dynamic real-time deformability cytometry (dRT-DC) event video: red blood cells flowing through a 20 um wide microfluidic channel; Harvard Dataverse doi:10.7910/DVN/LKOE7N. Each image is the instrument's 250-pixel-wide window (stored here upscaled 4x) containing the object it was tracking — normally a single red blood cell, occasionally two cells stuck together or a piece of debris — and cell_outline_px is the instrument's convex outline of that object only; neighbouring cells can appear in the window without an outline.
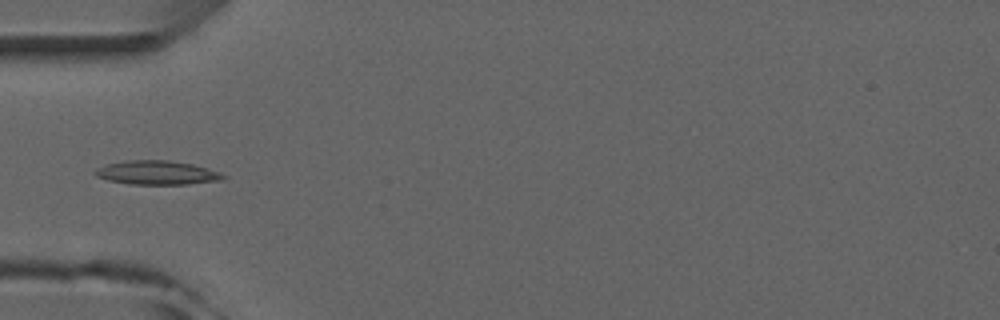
{"species": "common noctule bat (a hibernating species)", "species_latin": "Nyctalus noctula", "temperature_condition": "room temperature", "stored_images_in_passage": 5, "camera_frame_rate_fps": 3000, "um_per_image_px": 0.085, "animal": {"sex": "male", "forearm_length_mm": 52.5}, "frame": {"image": 1, "passage_image": 3, "time_ms": 2.333, "image_size_px": [1000, 320], "cell_outline_px": [[228, 176], [224, 180], [188, 184], [132, 184], [108, 180], [96, 176], [92, 172], [96, 168], [108, 164], [124, 160], [168, 160], [192, 164], [220, 172]], "centroid_in_image_um": [13.35, 14.68], "position_along_channel_um": 71.6, "area_um2": 17.92}}
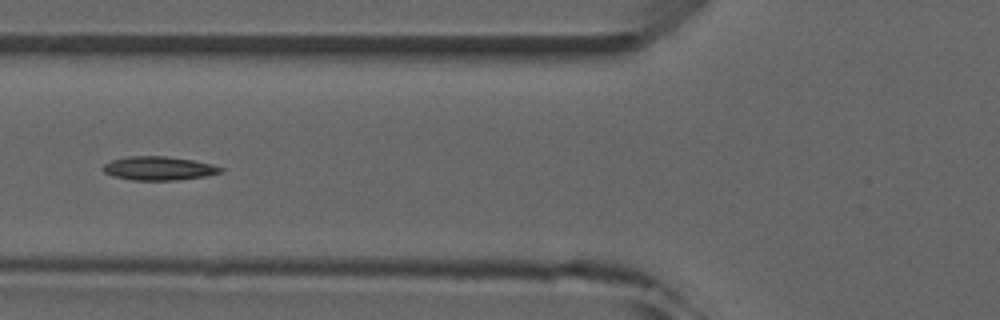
{"frame": {"image": 2, "passage_image": 4, "time_ms": 3.333, "image_size_px": [1000, 320], "cell_outline_px": [[224, 172], [204, 176], [176, 180], [132, 180], [116, 176], [104, 172], [100, 168], [104, 164], [112, 160], [128, 156], [168, 156], [192, 160], [212, 164], [224, 168]], "centroid_in_image_um": [13.5, 14.3], "position_along_channel_um": 112.3, "area_um2": 16.24}}
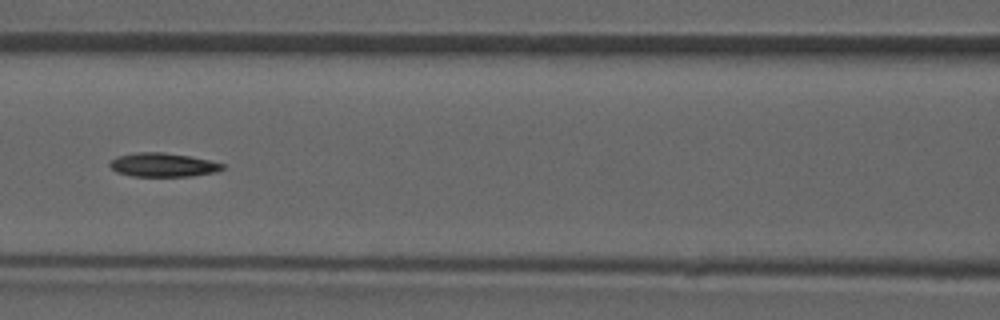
{"frame": {"image": 3, "passage_image": 5, "time_ms": 4.333, "image_size_px": [1000, 320], "cell_outline_px": [[224, 168], [216, 172], [192, 176], [132, 176], [116, 172], [108, 164], [116, 156], [136, 152], [164, 152], [188, 156], [208, 160], [224, 164]], "centroid_in_image_um": [13.83, 14.01], "position_along_channel_um": 152.8, "area_um2": 15.61}}